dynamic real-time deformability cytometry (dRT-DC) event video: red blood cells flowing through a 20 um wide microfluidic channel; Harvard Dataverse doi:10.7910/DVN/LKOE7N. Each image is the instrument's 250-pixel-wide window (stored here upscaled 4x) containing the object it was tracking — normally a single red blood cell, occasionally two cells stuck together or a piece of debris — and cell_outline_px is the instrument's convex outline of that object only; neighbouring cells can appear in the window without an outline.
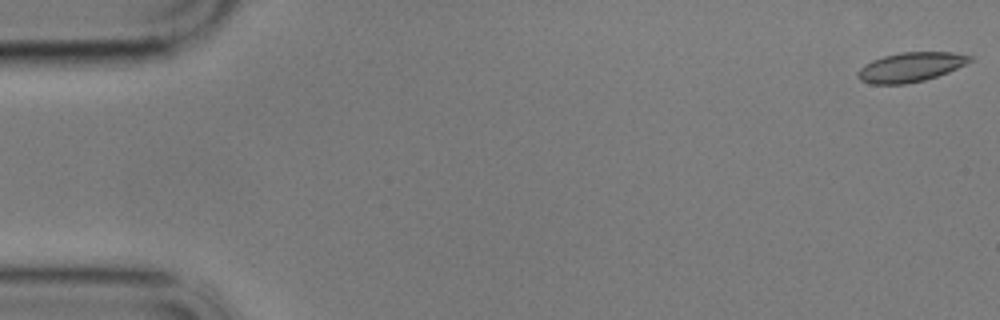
{"species": "common noctule bat (a hibernating species)", "species_latin": "Nyctalus noctula", "temperature_condition": "cold", "stored_images_in_passage": 58, "camera_frame_rate_fps": 3000, "um_per_image_px": 0.085, "animal": {"sex": "male", "body_mass_g": 17.9}, "frame": {"image": 1, "passage_image": 1, "time_ms": 0.0, "image_size_px": [1000, 320], "cell_outline_px": [[972, 60], [948, 72], [924, 80], [904, 84], [872, 84], [860, 80], [856, 76], [856, 72], [864, 64], [872, 60], [884, 56], [900, 52], [952, 52], [972, 56]], "centroid_in_image_um": [77.35, 5.7], "position_along_channel_um": 7.7, "area_um2": 19.13}}
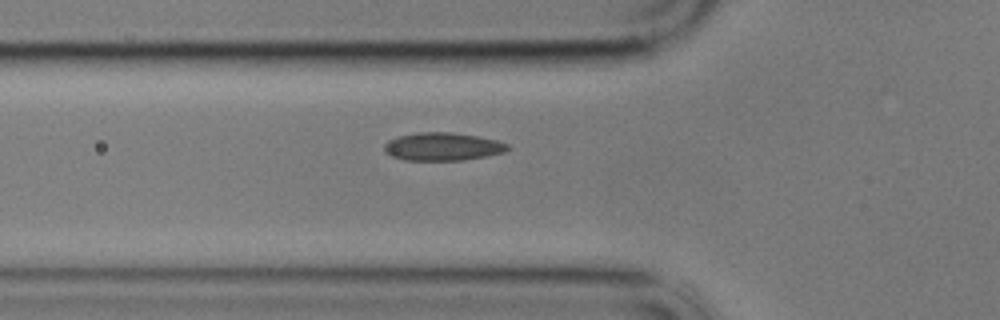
{"frame": {"image": 2, "passage_image": 20, "time_ms": 6.333, "image_size_px": [1000, 320], "cell_outline_px": [[512, 148], [504, 152], [464, 160], [404, 160], [392, 156], [384, 152], [384, 144], [388, 140], [396, 136], [420, 132], [452, 132], [476, 136], [496, 140], [508, 144]], "centroid_in_image_um": [37.6, 12.46], "position_along_channel_um": 88.2, "area_um2": 20.17}}
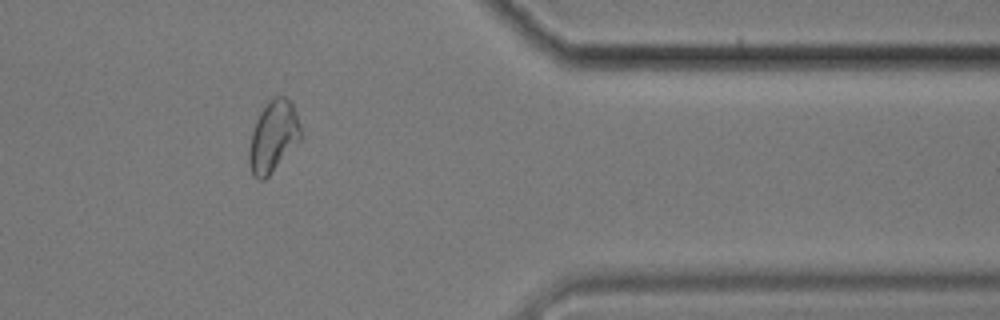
{"frame": {"image": 3, "passage_image": 48, "time_ms": 15.667, "image_size_px": [1000, 320], "cell_outline_px": [[304, 136], [268, 176], [264, 180], [256, 180], [252, 172], [248, 160], [248, 148], [252, 132], [256, 120], [260, 112], [268, 100], [272, 96], [284, 96], [292, 104]], "centroid_in_image_um": [23.22, 11.6], "position_along_channel_um": 388.2, "area_um2": 21.5}, "authors_computed_cell_mechanics": {"area_um2": 19.8254, "velocity_mm_per_s": 3.4146, "shape_relaxation_time_tau1_ms": null, "shape_relaxation_time_tau2_ms": 2.0989, "deformation_change_tau1": null, "deformation_change_tau2": 0.0617}}